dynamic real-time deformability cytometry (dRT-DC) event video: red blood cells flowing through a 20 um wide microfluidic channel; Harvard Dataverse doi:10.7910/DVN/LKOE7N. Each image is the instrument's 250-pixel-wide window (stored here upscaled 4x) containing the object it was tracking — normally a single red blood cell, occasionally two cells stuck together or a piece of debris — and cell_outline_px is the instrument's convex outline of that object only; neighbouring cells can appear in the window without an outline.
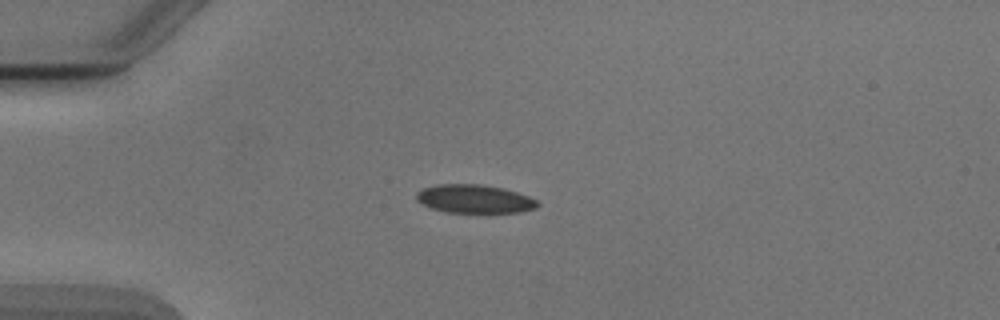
{"species": "Egyptian fruit bat (a non-hibernating species)", "species_latin": "Rousettus aegyptiacus", "temperature_condition": "cold", "stored_images_in_passage": 5, "camera_frame_rate_fps": 3000, "um_per_image_px": 0.085, "animal": {"sex": "male"}, "frame": {"image": 1, "passage_image": 3, "time_ms": 2.333, "image_size_px": [1000, 320], "cell_outline_px": [[540, 204], [536, 208], [520, 212], [448, 212], [432, 208], [416, 200], [416, 192], [424, 188], [436, 184], [484, 184], [504, 188], [528, 196], [536, 200]], "centroid_in_image_um": [40.34, 16.89], "position_along_channel_um": 44.7, "area_um2": 20.0}}
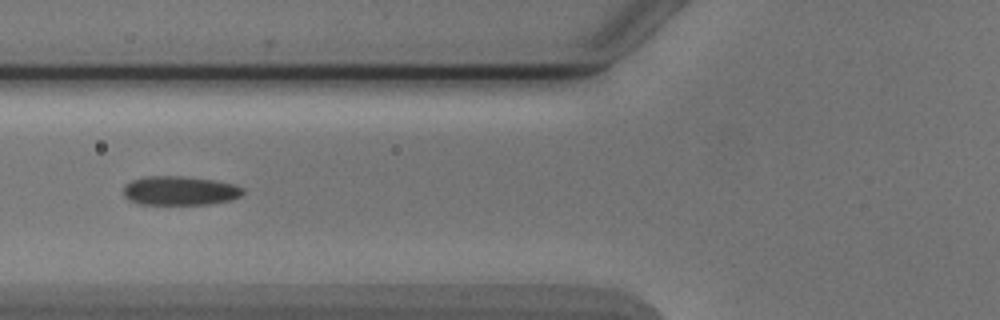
{"frame": {"image": 2, "passage_image": 5, "time_ms": 4.667, "image_size_px": [1000, 320], "cell_outline_px": [[244, 192], [240, 196], [232, 200], [208, 204], [140, 204], [128, 200], [124, 196], [124, 184], [132, 180], [148, 176], [184, 176], [216, 180], [236, 184], [244, 188]], "centroid_in_image_um": [15.31, 16.2], "position_along_channel_um": 110.5, "area_um2": 20.46}}